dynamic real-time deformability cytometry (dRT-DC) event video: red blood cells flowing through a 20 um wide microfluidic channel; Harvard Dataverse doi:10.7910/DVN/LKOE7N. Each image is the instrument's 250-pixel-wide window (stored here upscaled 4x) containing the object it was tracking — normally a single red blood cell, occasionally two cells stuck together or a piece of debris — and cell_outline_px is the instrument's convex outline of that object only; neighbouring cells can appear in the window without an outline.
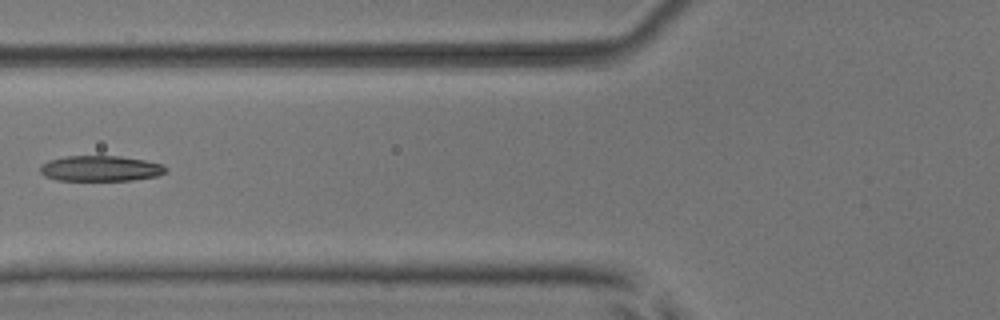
{"species": "common noctule bat (a hibernating species)", "species_latin": "Nyctalus noctula", "temperature_condition": "room temperature", "stored_images_in_passage": 6, "camera_frame_rate_fps": 3000, "um_per_image_px": 0.085, "animal": {"sex": "male", "body_mass_g": 17.9, "forearm_length_mm": 54.2}, "frame": {"image": 1, "passage_image": 5, "time_ms": 1.333, "image_size_px": [1000, 320], "cell_outline_px": [[168, 172], [156, 176], [132, 180], [56, 180], [44, 176], [40, 172], [40, 164], [48, 160], [64, 156], [120, 156], [144, 160], [160, 164], [168, 168]], "centroid_in_image_um": [8.51, 14.31], "position_along_channel_um": 117.3, "area_um2": 18.79}}
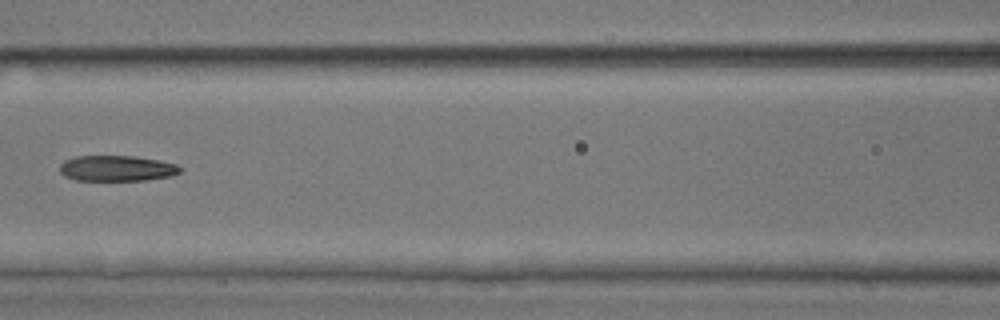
{"frame": {"image": 2, "passage_image": 6, "time_ms": 1.667, "image_size_px": [1000, 320], "cell_outline_px": [[180, 172], [172, 176], [144, 180], [76, 180], [64, 176], [60, 172], [60, 164], [64, 160], [76, 156], [136, 156], [160, 160], [176, 164], [180, 168]], "centroid_in_image_um": [9.92, 14.3], "position_along_channel_um": 156.7, "area_um2": 18.03}}